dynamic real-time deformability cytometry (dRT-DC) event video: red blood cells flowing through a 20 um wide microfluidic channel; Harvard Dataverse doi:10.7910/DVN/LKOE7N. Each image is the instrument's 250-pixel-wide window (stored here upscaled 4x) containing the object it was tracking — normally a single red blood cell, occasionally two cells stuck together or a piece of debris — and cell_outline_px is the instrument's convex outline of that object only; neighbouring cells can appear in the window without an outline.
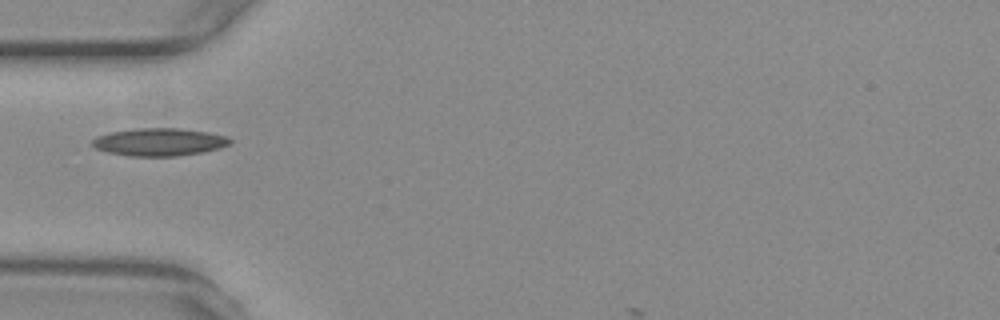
{"species": "common noctule bat (a hibernating species)", "species_latin": "Nyctalus noctula", "temperature_condition": "warm", "stored_images_in_passage": 34, "camera_frame_rate_fps": 3000, "um_per_image_px": 0.085, "animal": {"sex": "female", "body_mass_g": 29.2, "forearm_length_mm": 56.3}, "frame": {"image": 1, "passage_image": 1, "time_ms": 0.0, "image_size_px": [1000, 320], "cell_outline_px": [[232, 144], [220, 148], [204, 152], [176, 156], [128, 156], [108, 152], [96, 148], [92, 144], [92, 140], [96, 136], [112, 132], [136, 128], [180, 128], [208, 132], [228, 136], [232, 140]], "centroid_in_image_um": [13.59, 12.07], "position_along_channel_um": 71.4, "area_um2": 22.37}}
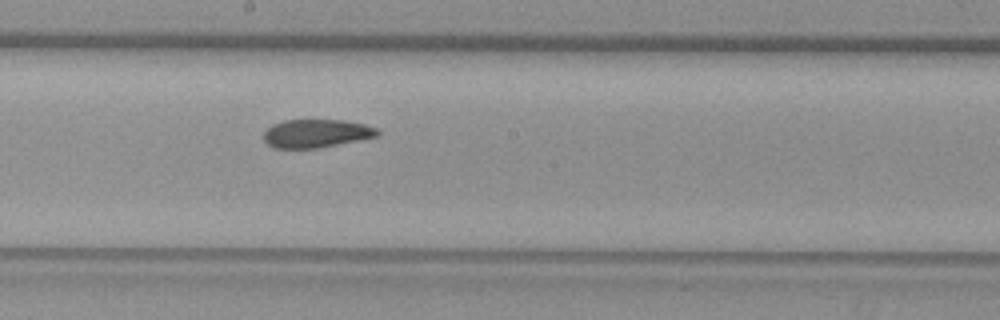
{"frame": {"image": 2, "passage_image": 13, "time_ms": 4.0, "image_size_px": [1000, 320], "cell_outline_px": [[380, 132], [376, 136], [316, 148], [276, 148], [268, 144], [264, 140], [264, 132], [272, 124], [284, 120], [344, 120], [364, 124], [376, 128]], "centroid_in_image_um": [26.84, 11.33], "position_along_channel_um": 221.4, "area_um2": 18.44}}
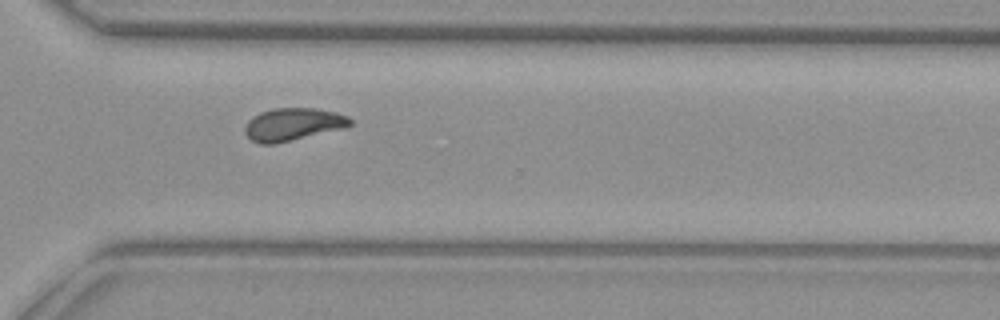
{"frame": {"image": 3, "passage_image": 23, "time_ms": 7.333, "image_size_px": [1000, 320], "cell_outline_px": [[352, 124], [344, 128], [276, 144], [260, 144], [252, 140], [244, 132], [244, 128], [248, 120], [252, 116], [260, 112], [272, 108], [316, 108], [336, 112], [348, 116], [352, 120]], "centroid_in_image_um": [24.89, 10.56], "position_along_channel_um": 345.7, "area_um2": 20.17}}